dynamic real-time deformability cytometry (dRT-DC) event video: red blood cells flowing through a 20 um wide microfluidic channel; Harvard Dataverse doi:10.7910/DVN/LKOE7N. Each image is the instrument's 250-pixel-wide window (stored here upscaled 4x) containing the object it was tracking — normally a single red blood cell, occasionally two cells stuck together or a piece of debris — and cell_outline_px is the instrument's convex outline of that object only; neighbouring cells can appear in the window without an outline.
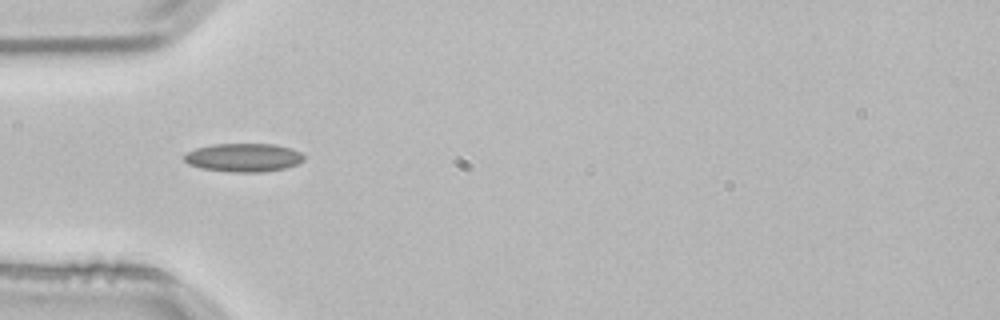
{"species": "common noctule bat (a hibernating species)", "species_latin": "Nyctalus noctula", "temperature_condition": "room temperature", "stored_images_in_passage": 1, "camera_frame_rate_fps": 3000, "um_per_image_px": 0.085, "animal": {"sex": "male", "body_mass_g": 21.5, "forearm_length_mm": 52.0}, "frame": {"image": 1, "passage_image": 1, "time_ms": 0.0, "image_size_px": [1000, 320], "cell_outline_px": [[304, 160], [288, 168], [260, 172], [228, 172], [200, 168], [188, 164], [184, 160], [184, 156], [188, 152], [196, 148], [212, 144], [276, 144], [292, 148], [300, 152], [304, 156]], "centroid_in_image_um": [20.71, 13.39], "position_along_channel_um": 64.3, "area_um2": 20.0}}